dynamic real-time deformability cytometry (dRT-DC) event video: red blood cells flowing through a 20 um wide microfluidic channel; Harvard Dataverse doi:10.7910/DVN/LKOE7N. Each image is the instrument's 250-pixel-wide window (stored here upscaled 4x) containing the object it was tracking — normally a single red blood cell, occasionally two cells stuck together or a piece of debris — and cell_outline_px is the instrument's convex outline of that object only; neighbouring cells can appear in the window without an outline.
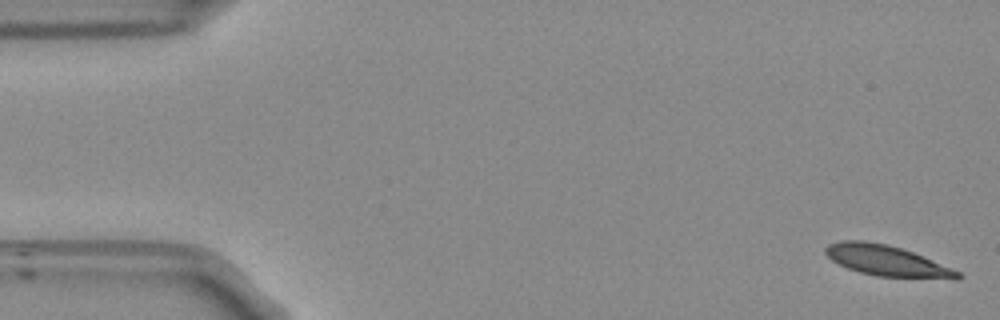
{"species": "Egyptian fruit bat (a non-hibernating species)", "species_latin": "Rousettus aegyptiacus", "temperature_condition": "room temperature", "stored_images_in_passage": 53, "camera_frame_rate_fps": 3000, "um_per_image_px": 0.085, "frame": {"image": 1, "passage_image": 1, "time_ms": 0.0, "image_size_px": [1000, 320], "cell_outline_px": [[964, 276], [956, 280], [876, 276], [860, 272], [848, 268], [832, 260], [824, 252], [824, 248], [828, 244], [840, 240], [864, 240], [888, 244], [912, 252], [952, 268], [960, 272]], "centroid_in_image_um": [75.4, 22.17], "position_along_channel_um": 9.6, "area_um2": 23.81}}
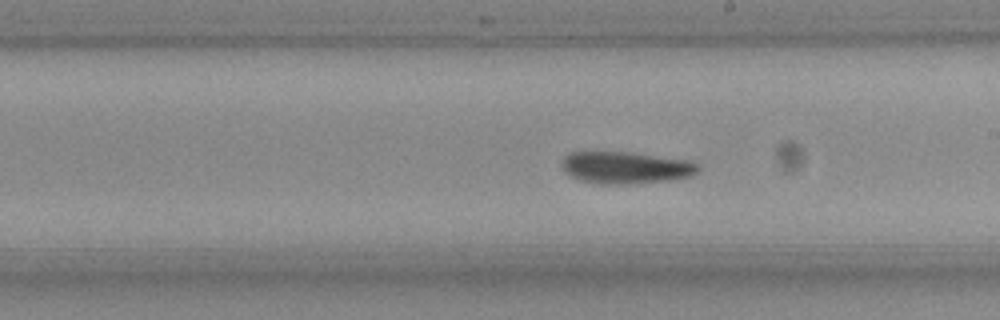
{"frame": {"image": 2, "passage_image": 29, "time_ms": 9.333, "image_size_px": [1000, 320], "cell_outline_px": [[700, 168], [692, 176], [672, 180], [632, 184], [600, 184], [580, 180], [564, 172], [560, 164], [564, 156], [572, 152], [628, 152], [688, 160], [696, 164]], "centroid_in_image_um": [53.16, 14.25], "position_along_channel_um": 235.8, "area_um2": 25.49}}
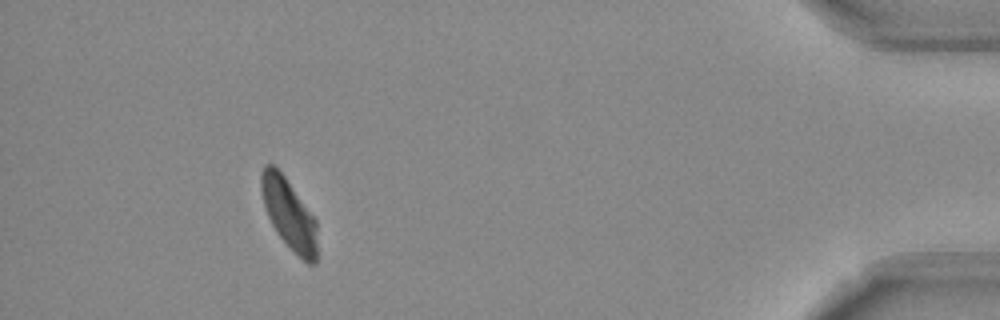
{"frame": {"image": 3, "passage_image": 48, "time_ms": 15.667, "image_size_px": [1000, 320], "cell_outline_px": [[316, 264], [308, 264], [276, 232], [268, 216], [264, 204], [260, 188], [260, 172], [264, 164], [272, 164], [284, 176], [316, 220]], "centroid_in_image_um": [24.53, 18.15], "position_along_channel_um": 410.7, "area_um2": 22.43}, "authors_computed_cell_mechanics": {"area_um2": 24.6806, "velocity_mm_per_s": 3.7781, "shape_relaxation_time_tau1_ms": 8.1774, "shape_relaxation_time_tau2_ms": 9.667, "deformation_change_tau1": 0.1865, "deformation_change_tau2": 0.1683}}